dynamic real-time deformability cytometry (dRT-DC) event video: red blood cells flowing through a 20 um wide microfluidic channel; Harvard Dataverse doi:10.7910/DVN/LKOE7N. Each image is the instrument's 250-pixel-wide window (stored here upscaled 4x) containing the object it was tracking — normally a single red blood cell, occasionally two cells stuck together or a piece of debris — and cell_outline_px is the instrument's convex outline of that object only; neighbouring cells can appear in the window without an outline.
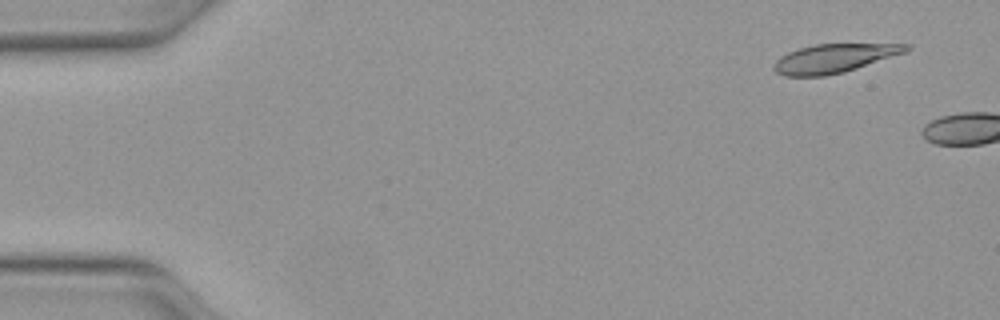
{"species": "Egyptian fruit bat (a non-hibernating species)", "species_latin": "Rousettus aegyptiacus", "temperature_condition": "warm", "stored_images_in_passage": 5, "camera_frame_rate_fps": 3000, "um_per_image_px": 0.085, "animal": {"sex": "female"}, "frame": {"image": 1, "passage_image": 3, "time_ms": 0.667, "image_size_px": [1000, 320], "cell_outline_px": [[912, 48], [908, 52], [844, 72], [824, 76], [784, 76], [776, 72], [772, 68], [772, 64], [780, 56], [788, 52], [800, 48], [816, 44], [912, 44]], "centroid_in_image_um": [70.92, 4.96], "position_along_channel_um": 14.1, "area_um2": 22.31}}